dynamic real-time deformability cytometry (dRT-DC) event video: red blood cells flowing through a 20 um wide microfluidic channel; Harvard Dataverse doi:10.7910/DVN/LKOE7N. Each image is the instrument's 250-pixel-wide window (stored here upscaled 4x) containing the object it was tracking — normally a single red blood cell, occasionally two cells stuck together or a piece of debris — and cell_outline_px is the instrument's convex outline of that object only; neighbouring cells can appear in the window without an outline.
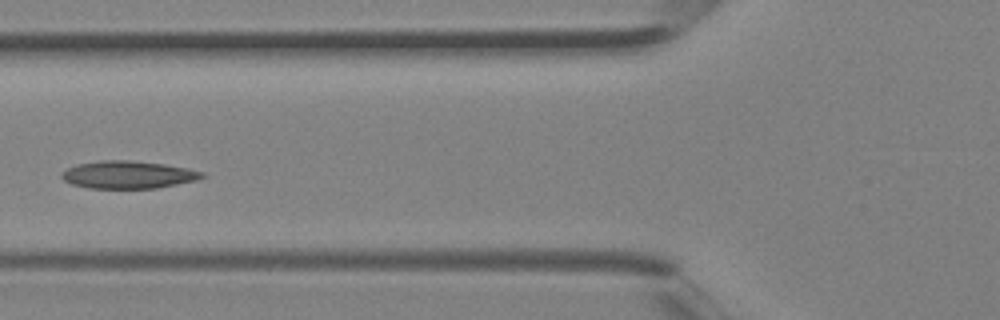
{"species": "Egyptian fruit bat (a non-hibernating species)", "species_latin": "Rousettus aegyptiacus", "temperature_condition": "room temperature", "stored_images_in_passage": 2, "camera_frame_rate_fps": 3000, "um_per_image_px": 0.085, "animal": {"sex": "female"}, "frame": {"image": 1, "passage_image": 2, "time_ms": 0.333, "image_size_px": [1000, 320], "cell_outline_px": [[204, 176], [196, 180], [156, 188], [88, 188], [72, 184], [64, 180], [60, 176], [60, 172], [76, 164], [100, 160], [128, 160], [164, 164], [188, 168], [204, 172]], "centroid_in_image_um": [10.85, 14.84], "position_along_channel_um": 114.9, "area_um2": 22.54}}